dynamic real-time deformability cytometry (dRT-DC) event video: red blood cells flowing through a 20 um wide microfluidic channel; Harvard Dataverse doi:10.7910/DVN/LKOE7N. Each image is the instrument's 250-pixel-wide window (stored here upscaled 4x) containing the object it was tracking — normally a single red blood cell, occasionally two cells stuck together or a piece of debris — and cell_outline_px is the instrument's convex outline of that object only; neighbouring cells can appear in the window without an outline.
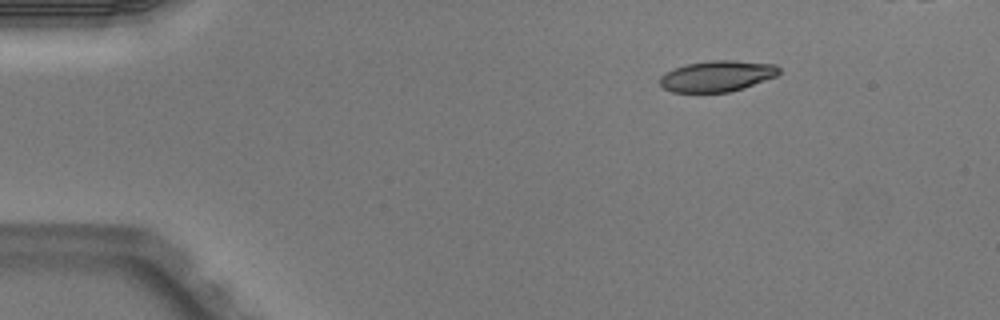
{"species": "Egyptian fruit bat (a non-hibernating species)", "species_latin": "Rousettus aegyptiacus", "temperature_condition": "warm", "stored_images_in_passage": 3, "camera_frame_rate_fps": 3000, "um_per_image_px": 0.085, "animal": {"sex": "male"}, "frame": {"image": 1, "passage_image": 1, "time_ms": 0.0, "image_size_px": [1000, 320], "cell_outline_px": [[780, 72], [776, 76], [744, 88], [728, 92], [672, 92], [664, 88], [660, 84], [660, 76], [664, 72], [688, 64], [708, 60], [732, 60], [776, 64], [780, 68]], "centroid_in_image_um": [60.96, 6.46], "position_along_channel_um": 24.0, "area_um2": 21.5}}